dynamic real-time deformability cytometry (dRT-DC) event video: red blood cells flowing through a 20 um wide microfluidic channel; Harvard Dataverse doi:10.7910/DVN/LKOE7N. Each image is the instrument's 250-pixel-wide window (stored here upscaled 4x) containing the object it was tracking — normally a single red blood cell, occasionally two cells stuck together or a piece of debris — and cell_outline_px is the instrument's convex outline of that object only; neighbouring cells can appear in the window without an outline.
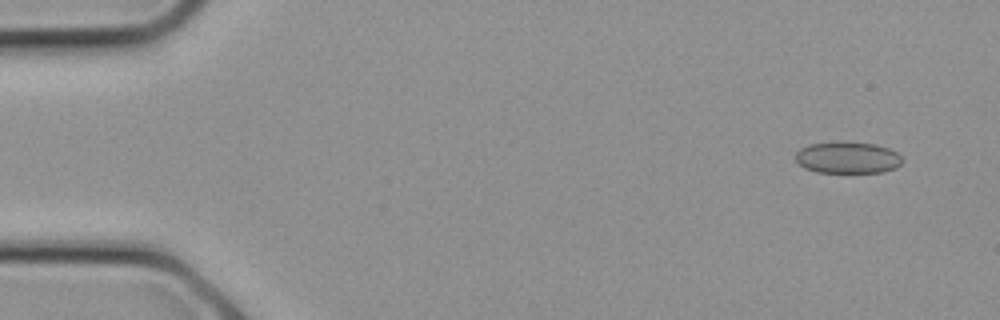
{"species": "common noctule bat (a hibernating species)", "species_latin": "Nyctalus noctula", "temperature_condition": "cold", "stored_images_in_passage": 18, "camera_frame_rate_fps": 3000, "um_per_image_px": 0.085, "animal": {"sex": "female", "body_mass_g": 21.9}, "frame": {"image": 1, "passage_image": 2, "time_ms": 0.333, "image_size_px": [1000, 320], "cell_outline_px": [[904, 160], [896, 168], [884, 172], [816, 172], [804, 168], [796, 160], [796, 152], [800, 148], [808, 144], [844, 140], [876, 144], [888, 148], [896, 152]], "centroid_in_image_um": [72.05, 13.37], "position_along_channel_um": 13.0, "area_um2": 20.06}}
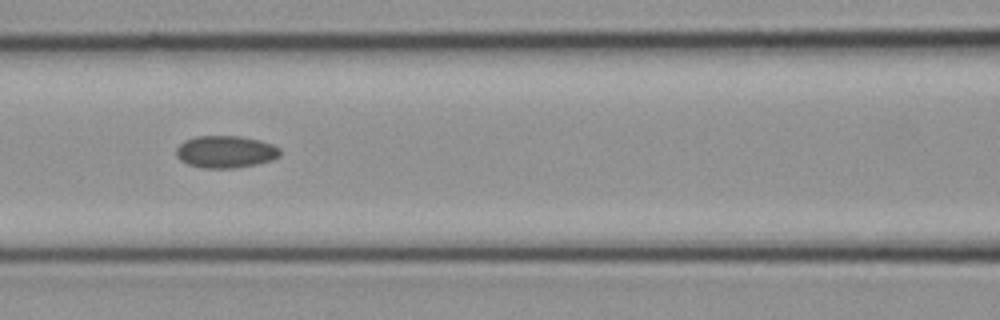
{"frame": {"image": 2, "passage_image": 11, "time_ms": 3.333, "image_size_px": [1000, 320], "cell_outline_px": [[280, 156], [272, 160], [256, 164], [232, 168], [204, 168], [188, 164], [180, 160], [176, 156], [176, 148], [184, 140], [196, 136], [240, 136], [260, 140], [272, 144], [280, 148]], "centroid_in_image_um": [19.17, 12.89], "position_along_channel_um": 147.4, "area_um2": 19.54}}
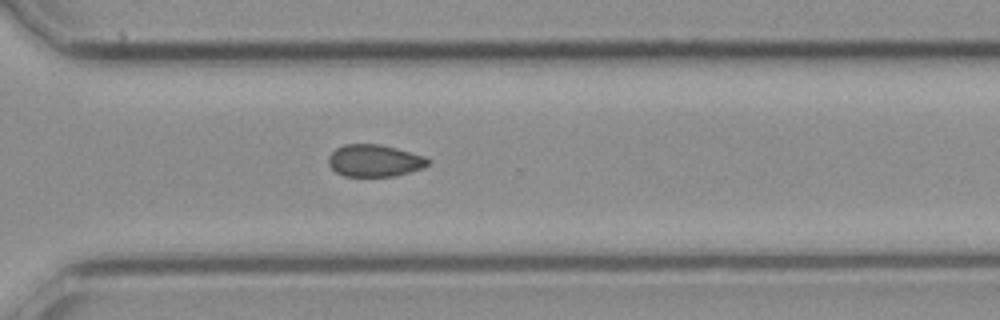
{"frame": {"image": 3, "passage_image": 18, "time_ms": 5.667, "image_size_px": [1000, 320], "cell_outline_px": [[432, 160], [424, 168], [392, 176], [344, 176], [336, 172], [328, 164], [328, 156], [336, 148], [344, 144], [380, 144], [396, 148], [424, 156]], "centroid_in_image_um": [31.83, 13.65], "position_along_channel_um": 338.8, "area_um2": 18.61}}